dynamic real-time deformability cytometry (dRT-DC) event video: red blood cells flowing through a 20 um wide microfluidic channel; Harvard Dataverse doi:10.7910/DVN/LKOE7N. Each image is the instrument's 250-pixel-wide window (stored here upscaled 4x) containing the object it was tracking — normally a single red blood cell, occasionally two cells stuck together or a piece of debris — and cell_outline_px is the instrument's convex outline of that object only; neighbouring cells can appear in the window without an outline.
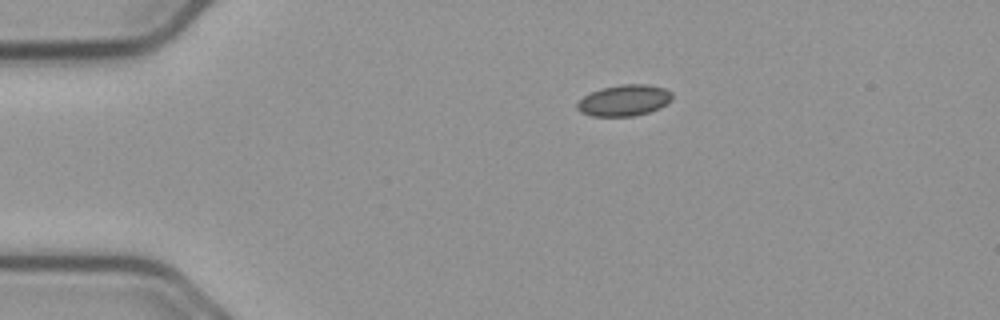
{"species": "common noctule bat (a hibernating species)", "species_latin": "Nyctalus noctula", "temperature_condition": "cold", "stored_images_in_passage": 3, "camera_frame_rate_fps": 3000, "um_per_image_px": 0.085, "animal": {"sex": "male", "body_mass_g": 23.1, "forearm_length_mm": 52.7}, "frame": {"image": 1, "passage_image": 1, "time_ms": 0.0, "image_size_px": [1000, 320], "cell_outline_px": [[672, 100], [668, 104], [660, 108], [648, 112], [632, 116], [592, 116], [580, 112], [576, 108], [576, 104], [584, 96], [600, 88], [620, 84], [648, 84], [664, 88], [672, 92]], "centroid_in_image_um": [53.07, 8.53], "position_along_channel_um": 31.9, "area_um2": 17.4}}